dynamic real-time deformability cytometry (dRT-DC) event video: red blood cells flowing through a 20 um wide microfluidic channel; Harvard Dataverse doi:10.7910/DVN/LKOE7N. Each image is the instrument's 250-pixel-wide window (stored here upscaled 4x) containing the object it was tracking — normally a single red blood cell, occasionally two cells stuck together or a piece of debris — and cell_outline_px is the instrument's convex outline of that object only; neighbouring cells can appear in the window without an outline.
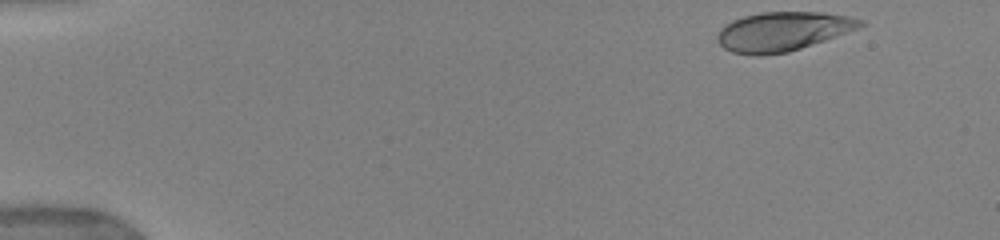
{"species": "human", "species_latin": "Homo sapiens", "temperature_condition": "warm", "stored_images_in_passage": 24, "camera_frame_rate_fps": 3000, "um_per_image_px": 0.085, "donor": {"sex": "female"}, "frame": {"image": 1, "passage_image": 1, "time_ms": 0.0, "image_size_px": [1000, 240], "cell_outline_px": [[868, 24], [824, 40], [788, 52], [760, 56], [756, 56], [732, 52], [724, 48], [716, 40], [716, 36], [720, 28], [724, 24], [732, 20], [744, 16], [760, 12], [824, 12], [848, 16], [864, 20]], "centroid_in_image_um": [66.5, 2.67], "position_along_channel_um": 18.5, "area_um2": 32.66}}
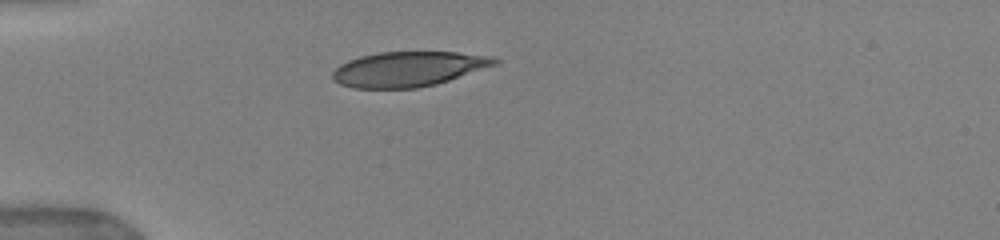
{"frame": {"image": 2, "passage_image": 15, "time_ms": 3.333, "image_size_px": [1000, 240], "cell_outline_px": [[500, 60], [496, 64], [436, 84], [416, 88], [352, 88], [340, 84], [332, 80], [332, 72], [340, 64], [348, 60], [360, 56], [380, 52], [456, 52], [492, 56]], "centroid_in_image_um": [34.66, 5.86], "position_along_channel_um": 50.3, "area_um2": 32.89}}